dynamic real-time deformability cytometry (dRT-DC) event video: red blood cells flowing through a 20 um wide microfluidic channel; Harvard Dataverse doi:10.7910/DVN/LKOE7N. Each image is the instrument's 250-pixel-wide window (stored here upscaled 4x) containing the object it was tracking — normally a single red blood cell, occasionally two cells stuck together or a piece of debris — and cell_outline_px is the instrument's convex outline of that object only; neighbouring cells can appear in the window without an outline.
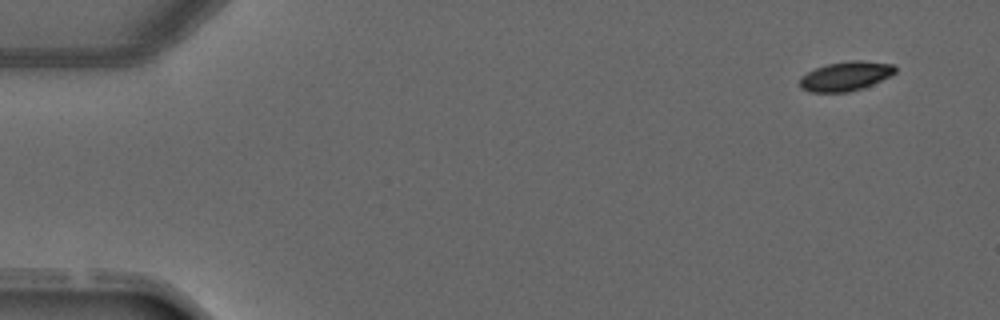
{"species": "common noctule bat (a hibernating species)", "species_latin": "Nyctalus noctula", "temperature_condition": "warm", "stored_images_in_passage": 4, "camera_frame_rate_fps": 3000, "um_per_image_px": 0.085, "animal": {"sex": "male", "forearm_length_mm": 52.5}, "frame": {"image": 1, "passage_image": 1, "time_ms": 0.0, "image_size_px": [1000, 320], "cell_outline_px": [[896, 72], [872, 84], [848, 92], [812, 92], [800, 88], [800, 76], [816, 68], [828, 64], [852, 60], [860, 60], [892, 64], [896, 68]], "centroid_in_image_um": [71.85, 6.47], "position_along_channel_um": 13.2, "area_um2": 16.01}}